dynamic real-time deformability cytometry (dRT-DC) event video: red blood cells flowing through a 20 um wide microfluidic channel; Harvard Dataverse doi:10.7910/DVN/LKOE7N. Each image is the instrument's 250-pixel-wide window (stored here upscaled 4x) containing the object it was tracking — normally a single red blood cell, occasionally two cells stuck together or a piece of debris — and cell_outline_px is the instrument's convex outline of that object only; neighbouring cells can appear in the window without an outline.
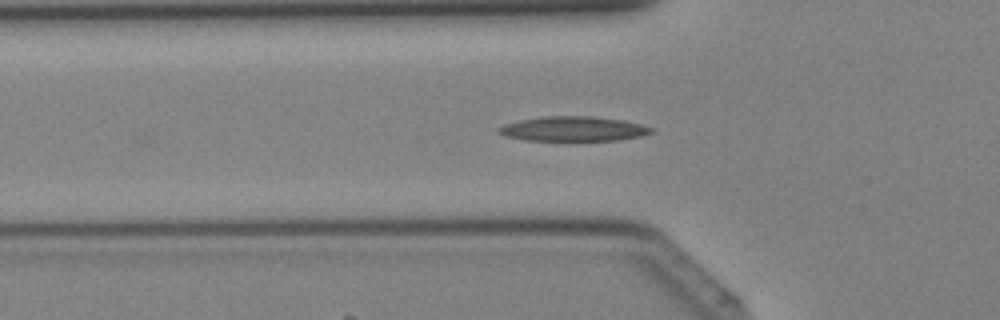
{"species": "Egyptian fruit bat (a non-hibernating species)", "species_latin": "Rousettus aegyptiacus", "temperature_condition": "cold", "stored_images_in_passage": 31, "segment_of_instrument_passage": [1, 2], "camera_frame_rate_fps": 3000, "um_per_image_px": 0.085, "animal": {"sex": "female"}, "frame": {"image": 1, "passage_image": 2, "time_ms": 0.333, "image_size_px": [1000, 320], "cell_outline_px": [[652, 132], [640, 136], [620, 140], [524, 140], [508, 136], [496, 132], [496, 128], [504, 124], [520, 120], [544, 116], [592, 116], [624, 120], [640, 124], [652, 128]], "centroid_in_image_um": [48.7, 10.94], "position_along_channel_um": 77.1, "area_um2": 21.85}}
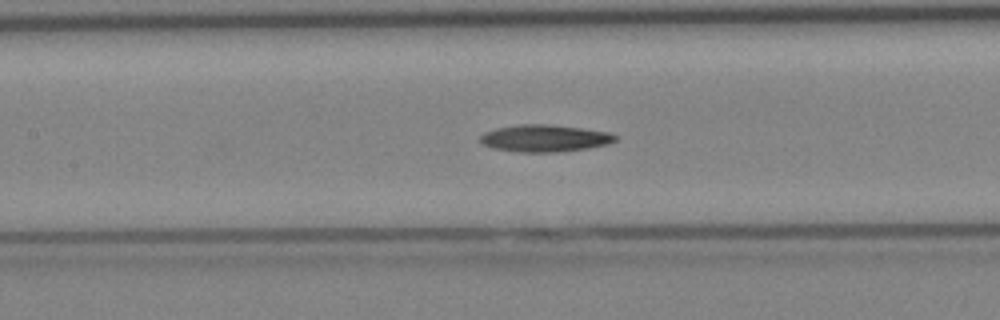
{"frame": {"image": 2, "passage_image": 7, "time_ms": 2.0, "image_size_px": [1000, 320], "cell_outline_px": [[616, 140], [608, 144], [588, 148], [556, 152], [520, 152], [496, 148], [484, 144], [480, 140], [480, 136], [484, 132], [496, 128], [516, 124], [548, 124], [580, 128], [608, 132], [616, 136]], "centroid_in_image_um": [46.29, 11.74], "position_along_channel_um": 161.1, "area_um2": 21.1}}
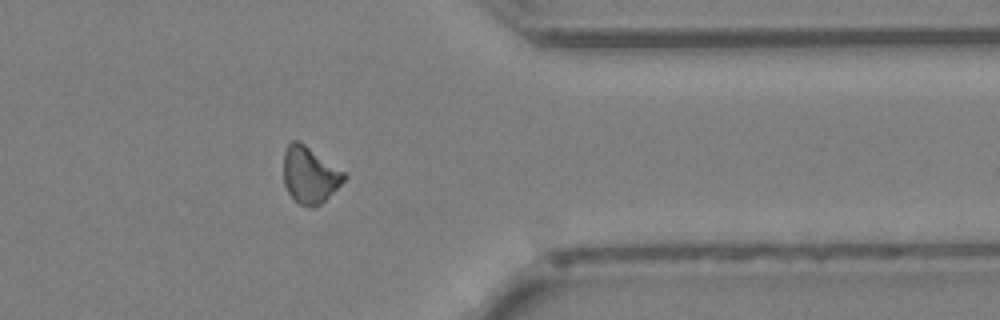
{"frame": {"image": 3, "passage_image": 21, "time_ms": 6.667, "image_size_px": [1000, 320], "cell_outline_px": [[348, 176], [320, 204], [312, 208], [308, 208], [300, 204], [288, 192], [284, 184], [284, 152], [288, 144], [292, 140], [300, 140], [344, 172]], "centroid_in_image_um": [26.31, 14.85], "position_along_channel_um": 385.1, "area_um2": 19.77}}